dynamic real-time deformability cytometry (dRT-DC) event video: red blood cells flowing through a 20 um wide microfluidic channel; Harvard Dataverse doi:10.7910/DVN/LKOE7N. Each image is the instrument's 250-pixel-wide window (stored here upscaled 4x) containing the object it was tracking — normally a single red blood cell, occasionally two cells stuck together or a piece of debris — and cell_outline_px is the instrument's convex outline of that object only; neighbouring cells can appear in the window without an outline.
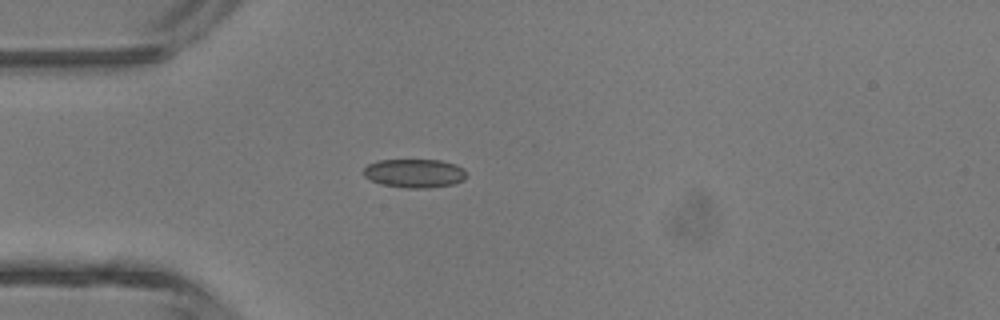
{"species": "common noctule bat (a hibernating species)", "species_latin": "Nyctalus noctula", "temperature_condition": "room temperature", "stored_images_in_passage": 2, "camera_frame_rate_fps": 3000, "um_per_image_px": 0.085, "animal": {"sex": "male", "body_mass_g": 13.3}, "frame": {"image": 1, "passage_image": 2, "time_ms": 1.0, "image_size_px": [1000, 320], "cell_outline_px": [[468, 176], [464, 180], [452, 184], [428, 188], [404, 188], [380, 184], [364, 176], [364, 168], [368, 164], [380, 160], [440, 160], [456, 164], [464, 168]], "centroid_in_image_um": [35.27, 14.73], "position_along_channel_um": 49.7, "area_um2": 17.34}}